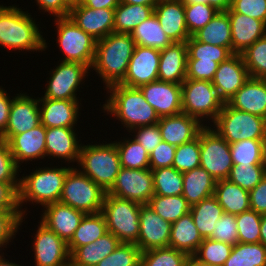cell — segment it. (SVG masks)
I'll return each mask as SVG.
<instances>
[{
  "instance_id": "6da1fadb",
  "label": "cell",
  "mask_w": 266,
  "mask_h": 266,
  "mask_svg": "<svg viewBox=\"0 0 266 266\" xmlns=\"http://www.w3.org/2000/svg\"><path fill=\"white\" fill-rule=\"evenodd\" d=\"M135 47L131 34L126 33L113 32L97 40L91 68L99 74L106 89L124 80Z\"/></svg>"
},
{
  "instance_id": "7a4b0ae2",
  "label": "cell",
  "mask_w": 266,
  "mask_h": 266,
  "mask_svg": "<svg viewBox=\"0 0 266 266\" xmlns=\"http://www.w3.org/2000/svg\"><path fill=\"white\" fill-rule=\"evenodd\" d=\"M111 93L103 110L120 120L128 132L142 126L157 124L160 117L146 101L139 88L114 84L107 89Z\"/></svg>"
},
{
  "instance_id": "3957f363",
  "label": "cell",
  "mask_w": 266,
  "mask_h": 266,
  "mask_svg": "<svg viewBox=\"0 0 266 266\" xmlns=\"http://www.w3.org/2000/svg\"><path fill=\"white\" fill-rule=\"evenodd\" d=\"M31 15L17 6L0 5V46L16 50L39 51L47 48Z\"/></svg>"
},
{
  "instance_id": "277c9868",
  "label": "cell",
  "mask_w": 266,
  "mask_h": 266,
  "mask_svg": "<svg viewBox=\"0 0 266 266\" xmlns=\"http://www.w3.org/2000/svg\"><path fill=\"white\" fill-rule=\"evenodd\" d=\"M113 142L100 145H81L77 163L83 169L80 171L105 192L111 189L122 168L115 141Z\"/></svg>"
},
{
  "instance_id": "5b68a950",
  "label": "cell",
  "mask_w": 266,
  "mask_h": 266,
  "mask_svg": "<svg viewBox=\"0 0 266 266\" xmlns=\"http://www.w3.org/2000/svg\"><path fill=\"white\" fill-rule=\"evenodd\" d=\"M72 167L49 168L43 167L22 176L19 186V207L24 202L40 203L42 207L59 202L64 180Z\"/></svg>"
},
{
  "instance_id": "8992f818",
  "label": "cell",
  "mask_w": 266,
  "mask_h": 266,
  "mask_svg": "<svg viewBox=\"0 0 266 266\" xmlns=\"http://www.w3.org/2000/svg\"><path fill=\"white\" fill-rule=\"evenodd\" d=\"M214 130L229 144L245 139H266V119L237 110L227 102L214 120Z\"/></svg>"
},
{
  "instance_id": "52a82bcc",
  "label": "cell",
  "mask_w": 266,
  "mask_h": 266,
  "mask_svg": "<svg viewBox=\"0 0 266 266\" xmlns=\"http://www.w3.org/2000/svg\"><path fill=\"white\" fill-rule=\"evenodd\" d=\"M141 206L137 202L106 193L101 213L105 217L108 232L122 243H136L140 232Z\"/></svg>"
},
{
  "instance_id": "ba28073f",
  "label": "cell",
  "mask_w": 266,
  "mask_h": 266,
  "mask_svg": "<svg viewBox=\"0 0 266 266\" xmlns=\"http://www.w3.org/2000/svg\"><path fill=\"white\" fill-rule=\"evenodd\" d=\"M107 192L80 168H71L65 177L59 202L71 206L85 214H96L102 211V205Z\"/></svg>"
},
{
  "instance_id": "9c48e42d",
  "label": "cell",
  "mask_w": 266,
  "mask_h": 266,
  "mask_svg": "<svg viewBox=\"0 0 266 266\" xmlns=\"http://www.w3.org/2000/svg\"><path fill=\"white\" fill-rule=\"evenodd\" d=\"M181 88L182 112L196 118L200 123L204 117H210L211 122H214L222 110L224 101L218 96L212 81L186 78Z\"/></svg>"
},
{
  "instance_id": "30bf717a",
  "label": "cell",
  "mask_w": 266,
  "mask_h": 266,
  "mask_svg": "<svg viewBox=\"0 0 266 266\" xmlns=\"http://www.w3.org/2000/svg\"><path fill=\"white\" fill-rule=\"evenodd\" d=\"M57 25V42L65 57L64 62H77L91 68L96 42L91 35L87 34L70 17L55 18Z\"/></svg>"
},
{
  "instance_id": "8fae6325",
  "label": "cell",
  "mask_w": 266,
  "mask_h": 266,
  "mask_svg": "<svg viewBox=\"0 0 266 266\" xmlns=\"http://www.w3.org/2000/svg\"><path fill=\"white\" fill-rule=\"evenodd\" d=\"M199 139L200 166L216 181L227 179L233 167L230 144L210 126L200 130Z\"/></svg>"
},
{
  "instance_id": "7c38bea8",
  "label": "cell",
  "mask_w": 266,
  "mask_h": 266,
  "mask_svg": "<svg viewBox=\"0 0 266 266\" xmlns=\"http://www.w3.org/2000/svg\"><path fill=\"white\" fill-rule=\"evenodd\" d=\"M107 194L146 205L154 195L152 169L121 168Z\"/></svg>"
},
{
  "instance_id": "4fadbf2b",
  "label": "cell",
  "mask_w": 266,
  "mask_h": 266,
  "mask_svg": "<svg viewBox=\"0 0 266 266\" xmlns=\"http://www.w3.org/2000/svg\"><path fill=\"white\" fill-rule=\"evenodd\" d=\"M90 69L81 63L64 62L51 71L43 98L78 100L77 90ZM87 73V74H86Z\"/></svg>"
},
{
  "instance_id": "5bb4252c",
  "label": "cell",
  "mask_w": 266,
  "mask_h": 266,
  "mask_svg": "<svg viewBox=\"0 0 266 266\" xmlns=\"http://www.w3.org/2000/svg\"><path fill=\"white\" fill-rule=\"evenodd\" d=\"M33 243L35 266H70L67 243L40 222Z\"/></svg>"
},
{
  "instance_id": "9a60e30c",
  "label": "cell",
  "mask_w": 266,
  "mask_h": 266,
  "mask_svg": "<svg viewBox=\"0 0 266 266\" xmlns=\"http://www.w3.org/2000/svg\"><path fill=\"white\" fill-rule=\"evenodd\" d=\"M159 61L160 50L136 45L125 78L120 84L139 88L144 84L158 80Z\"/></svg>"
},
{
  "instance_id": "2e32d148",
  "label": "cell",
  "mask_w": 266,
  "mask_h": 266,
  "mask_svg": "<svg viewBox=\"0 0 266 266\" xmlns=\"http://www.w3.org/2000/svg\"><path fill=\"white\" fill-rule=\"evenodd\" d=\"M139 222L140 232L135 244L142 252L169 247L172 223L164 220L147 204L140 208Z\"/></svg>"
},
{
  "instance_id": "e0dca14e",
  "label": "cell",
  "mask_w": 266,
  "mask_h": 266,
  "mask_svg": "<svg viewBox=\"0 0 266 266\" xmlns=\"http://www.w3.org/2000/svg\"><path fill=\"white\" fill-rule=\"evenodd\" d=\"M114 14L115 8L93 9L78 1L71 5L69 17L87 34L100 40L114 32Z\"/></svg>"
},
{
  "instance_id": "ac0fdd59",
  "label": "cell",
  "mask_w": 266,
  "mask_h": 266,
  "mask_svg": "<svg viewBox=\"0 0 266 266\" xmlns=\"http://www.w3.org/2000/svg\"><path fill=\"white\" fill-rule=\"evenodd\" d=\"M139 89L159 117L176 115L182 112L181 84L155 80L140 86Z\"/></svg>"
},
{
  "instance_id": "d6986e66",
  "label": "cell",
  "mask_w": 266,
  "mask_h": 266,
  "mask_svg": "<svg viewBox=\"0 0 266 266\" xmlns=\"http://www.w3.org/2000/svg\"><path fill=\"white\" fill-rule=\"evenodd\" d=\"M45 136L46 127L40 124L15 136H0V138L7 142L13 158L20 168L21 165L19 164L24 161H32L38 158L44 159L46 157Z\"/></svg>"
},
{
  "instance_id": "ffe728a7",
  "label": "cell",
  "mask_w": 266,
  "mask_h": 266,
  "mask_svg": "<svg viewBox=\"0 0 266 266\" xmlns=\"http://www.w3.org/2000/svg\"><path fill=\"white\" fill-rule=\"evenodd\" d=\"M249 79L241 54H233L219 64L212 80L218 96L227 102Z\"/></svg>"
},
{
  "instance_id": "44dd1931",
  "label": "cell",
  "mask_w": 266,
  "mask_h": 266,
  "mask_svg": "<svg viewBox=\"0 0 266 266\" xmlns=\"http://www.w3.org/2000/svg\"><path fill=\"white\" fill-rule=\"evenodd\" d=\"M12 98L7 128L1 136H15L41 124L39 99L21 93Z\"/></svg>"
},
{
  "instance_id": "7402d4cb",
  "label": "cell",
  "mask_w": 266,
  "mask_h": 266,
  "mask_svg": "<svg viewBox=\"0 0 266 266\" xmlns=\"http://www.w3.org/2000/svg\"><path fill=\"white\" fill-rule=\"evenodd\" d=\"M44 208L40 222L54 231L66 243L71 240L75 230L86 215L61 202L51 203L44 206Z\"/></svg>"
},
{
  "instance_id": "603a6c76",
  "label": "cell",
  "mask_w": 266,
  "mask_h": 266,
  "mask_svg": "<svg viewBox=\"0 0 266 266\" xmlns=\"http://www.w3.org/2000/svg\"><path fill=\"white\" fill-rule=\"evenodd\" d=\"M158 126L162 141L174 146L192 141L204 127L203 123L183 112L160 117Z\"/></svg>"
},
{
  "instance_id": "cb8c5ba5",
  "label": "cell",
  "mask_w": 266,
  "mask_h": 266,
  "mask_svg": "<svg viewBox=\"0 0 266 266\" xmlns=\"http://www.w3.org/2000/svg\"><path fill=\"white\" fill-rule=\"evenodd\" d=\"M231 24L232 52L241 54L246 48L266 34V24L244 14L227 11Z\"/></svg>"
},
{
  "instance_id": "d4e9b609",
  "label": "cell",
  "mask_w": 266,
  "mask_h": 266,
  "mask_svg": "<svg viewBox=\"0 0 266 266\" xmlns=\"http://www.w3.org/2000/svg\"><path fill=\"white\" fill-rule=\"evenodd\" d=\"M39 103L41 124L46 128H74L75 124H77L79 100L48 99L42 97L39 98Z\"/></svg>"
},
{
  "instance_id": "484cf974",
  "label": "cell",
  "mask_w": 266,
  "mask_h": 266,
  "mask_svg": "<svg viewBox=\"0 0 266 266\" xmlns=\"http://www.w3.org/2000/svg\"><path fill=\"white\" fill-rule=\"evenodd\" d=\"M154 14L173 43L186 42L190 38L182 1H158L154 7Z\"/></svg>"
},
{
  "instance_id": "4316f807",
  "label": "cell",
  "mask_w": 266,
  "mask_h": 266,
  "mask_svg": "<svg viewBox=\"0 0 266 266\" xmlns=\"http://www.w3.org/2000/svg\"><path fill=\"white\" fill-rule=\"evenodd\" d=\"M227 103L237 110L266 119V79L249 77Z\"/></svg>"
},
{
  "instance_id": "83f0119b",
  "label": "cell",
  "mask_w": 266,
  "mask_h": 266,
  "mask_svg": "<svg viewBox=\"0 0 266 266\" xmlns=\"http://www.w3.org/2000/svg\"><path fill=\"white\" fill-rule=\"evenodd\" d=\"M187 74V44L173 43L160 50L158 80L182 84Z\"/></svg>"
},
{
  "instance_id": "f1b7e54d",
  "label": "cell",
  "mask_w": 266,
  "mask_h": 266,
  "mask_svg": "<svg viewBox=\"0 0 266 266\" xmlns=\"http://www.w3.org/2000/svg\"><path fill=\"white\" fill-rule=\"evenodd\" d=\"M74 128H46V156L65 159V162L78 163L81 144H79Z\"/></svg>"
},
{
  "instance_id": "f546056e",
  "label": "cell",
  "mask_w": 266,
  "mask_h": 266,
  "mask_svg": "<svg viewBox=\"0 0 266 266\" xmlns=\"http://www.w3.org/2000/svg\"><path fill=\"white\" fill-rule=\"evenodd\" d=\"M121 243L111 232H107L95 242L76 248L70 254V266H96Z\"/></svg>"
},
{
  "instance_id": "4dcf8cb0",
  "label": "cell",
  "mask_w": 266,
  "mask_h": 266,
  "mask_svg": "<svg viewBox=\"0 0 266 266\" xmlns=\"http://www.w3.org/2000/svg\"><path fill=\"white\" fill-rule=\"evenodd\" d=\"M216 180L201 166L183 172L182 196L190 205L213 196Z\"/></svg>"
},
{
  "instance_id": "1f68e13d",
  "label": "cell",
  "mask_w": 266,
  "mask_h": 266,
  "mask_svg": "<svg viewBox=\"0 0 266 266\" xmlns=\"http://www.w3.org/2000/svg\"><path fill=\"white\" fill-rule=\"evenodd\" d=\"M203 240L190 212L172 223L169 247L192 256Z\"/></svg>"
},
{
  "instance_id": "d6a6232c",
  "label": "cell",
  "mask_w": 266,
  "mask_h": 266,
  "mask_svg": "<svg viewBox=\"0 0 266 266\" xmlns=\"http://www.w3.org/2000/svg\"><path fill=\"white\" fill-rule=\"evenodd\" d=\"M213 196L222 206L224 213L237 215L251 209L249 191L228 179L216 181Z\"/></svg>"
},
{
  "instance_id": "836d02e7",
  "label": "cell",
  "mask_w": 266,
  "mask_h": 266,
  "mask_svg": "<svg viewBox=\"0 0 266 266\" xmlns=\"http://www.w3.org/2000/svg\"><path fill=\"white\" fill-rule=\"evenodd\" d=\"M192 37L202 43L228 47L232 50L231 24L228 13L219 11L203 28Z\"/></svg>"
},
{
  "instance_id": "e575fe53",
  "label": "cell",
  "mask_w": 266,
  "mask_h": 266,
  "mask_svg": "<svg viewBox=\"0 0 266 266\" xmlns=\"http://www.w3.org/2000/svg\"><path fill=\"white\" fill-rule=\"evenodd\" d=\"M191 216L203 239H208L215 230V223L224 214L222 206L214 196L191 205Z\"/></svg>"
},
{
  "instance_id": "d590c367",
  "label": "cell",
  "mask_w": 266,
  "mask_h": 266,
  "mask_svg": "<svg viewBox=\"0 0 266 266\" xmlns=\"http://www.w3.org/2000/svg\"><path fill=\"white\" fill-rule=\"evenodd\" d=\"M108 232L104 215L100 213L86 214L67 243L69 254L76 248L95 242Z\"/></svg>"
},
{
  "instance_id": "8d00e7d4",
  "label": "cell",
  "mask_w": 266,
  "mask_h": 266,
  "mask_svg": "<svg viewBox=\"0 0 266 266\" xmlns=\"http://www.w3.org/2000/svg\"><path fill=\"white\" fill-rule=\"evenodd\" d=\"M131 36L137 46H145L163 50L173 44L161 28L160 22L153 13L141 22L132 32Z\"/></svg>"
},
{
  "instance_id": "74e56055",
  "label": "cell",
  "mask_w": 266,
  "mask_h": 266,
  "mask_svg": "<svg viewBox=\"0 0 266 266\" xmlns=\"http://www.w3.org/2000/svg\"><path fill=\"white\" fill-rule=\"evenodd\" d=\"M154 13V8L147 5L126 4L120 2L115 8L114 14V32H131L143 21Z\"/></svg>"
},
{
  "instance_id": "f35d334b",
  "label": "cell",
  "mask_w": 266,
  "mask_h": 266,
  "mask_svg": "<svg viewBox=\"0 0 266 266\" xmlns=\"http://www.w3.org/2000/svg\"><path fill=\"white\" fill-rule=\"evenodd\" d=\"M147 205L164 220L174 223L190 212L191 205L182 195H153Z\"/></svg>"
},
{
  "instance_id": "ab89813d",
  "label": "cell",
  "mask_w": 266,
  "mask_h": 266,
  "mask_svg": "<svg viewBox=\"0 0 266 266\" xmlns=\"http://www.w3.org/2000/svg\"><path fill=\"white\" fill-rule=\"evenodd\" d=\"M223 266H266V247L262 243L238 242Z\"/></svg>"
},
{
  "instance_id": "60d3db41",
  "label": "cell",
  "mask_w": 266,
  "mask_h": 266,
  "mask_svg": "<svg viewBox=\"0 0 266 266\" xmlns=\"http://www.w3.org/2000/svg\"><path fill=\"white\" fill-rule=\"evenodd\" d=\"M154 195L174 196L182 195L183 173L173 166L152 169Z\"/></svg>"
},
{
  "instance_id": "b9f144b4",
  "label": "cell",
  "mask_w": 266,
  "mask_h": 266,
  "mask_svg": "<svg viewBox=\"0 0 266 266\" xmlns=\"http://www.w3.org/2000/svg\"><path fill=\"white\" fill-rule=\"evenodd\" d=\"M232 247L230 244L208 238L202 241L192 257L208 266H223Z\"/></svg>"
},
{
  "instance_id": "7bdbcfd3",
  "label": "cell",
  "mask_w": 266,
  "mask_h": 266,
  "mask_svg": "<svg viewBox=\"0 0 266 266\" xmlns=\"http://www.w3.org/2000/svg\"><path fill=\"white\" fill-rule=\"evenodd\" d=\"M122 168H150L149 154L142 145L134 139L115 142Z\"/></svg>"
},
{
  "instance_id": "ee69618b",
  "label": "cell",
  "mask_w": 266,
  "mask_h": 266,
  "mask_svg": "<svg viewBox=\"0 0 266 266\" xmlns=\"http://www.w3.org/2000/svg\"><path fill=\"white\" fill-rule=\"evenodd\" d=\"M189 257L172 247L156 248L141 253L140 266H185Z\"/></svg>"
},
{
  "instance_id": "f6af8a7d",
  "label": "cell",
  "mask_w": 266,
  "mask_h": 266,
  "mask_svg": "<svg viewBox=\"0 0 266 266\" xmlns=\"http://www.w3.org/2000/svg\"><path fill=\"white\" fill-rule=\"evenodd\" d=\"M241 56L249 77L266 79V34L246 48Z\"/></svg>"
},
{
  "instance_id": "bcb514c9",
  "label": "cell",
  "mask_w": 266,
  "mask_h": 266,
  "mask_svg": "<svg viewBox=\"0 0 266 266\" xmlns=\"http://www.w3.org/2000/svg\"><path fill=\"white\" fill-rule=\"evenodd\" d=\"M186 44L187 59L212 60L220 64L234 54L228 47L202 43L195 40L192 36L186 41Z\"/></svg>"
},
{
  "instance_id": "7dc6e473",
  "label": "cell",
  "mask_w": 266,
  "mask_h": 266,
  "mask_svg": "<svg viewBox=\"0 0 266 266\" xmlns=\"http://www.w3.org/2000/svg\"><path fill=\"white\" fill-rule=\"evenodd\" d=\"M265 139H245L230 144L233 164H261Z\"/></svg>"
},
{
  "instance_id": "c3c4849f",
  "label": "cell",
  "mask_w": 266,
  "mask_h": 266,
  "mask_svg": "<svg viewBox=\"0 0 266 266\" xmlns=\"http://www.w3.org/2000/svg\"><path fill=\"white\" fill-rule=\"evenodd\" d=\"M265 172L261 164H233L229 177L230 182L251 191L263 178Z\"/></svg>"
},
{
  "instance_id": "681fc988",
  "label": "cell",
  "mask_w": 266,
  "mask_h": 266,
  "mask_svg": "<svg viewBox=\"0 0 266 266\" xmlns=\"http://www.w3.org/2000/svg\"><path fill=\"white\" fill-rule=\"evenodd\" d=\"M235 216L238 225V242L253 244L260 243L262 215L249 209Z\"/></svg>"
},
{
  "instance_id": "f907efd6",
  "label": "cell",
  "mask_w": 266,
  "mask_h": 266,
  "mask_svg": "<svg viewBox=\"0 0 266 266\" xmlns=\"http://www.w3.org/2000/svg\"><path fill=\"white\" fill-rule=\"evenodd\" d=\"M200 166V139L198 136L190 142L176 146L173 167L186 172Z\"/></svg>"
},
{
  "instance_id": "816d5d0a",
  "label": "cell",
  "mask_w": 266,
  "mask_h": 266,
  "mask_svg": "<svg viewBox=\"0 0 266 266\" xmlns=\"http://www.w3.org/2000/svg\"><path fill=\"white\" fill-rule=\"evenodd\" d=\"M184 11L190 36L203 28L219 12L215 7L205 3L184 4Z\"/></svg>"
},
{
  "instance_id": "f5cc1de1",
  "label": "cell",
  "mask_w": 266,
  "mask_h": 266,
  "mask_svg": "<svg viewBox=\"0 0 266 266\" xmlns=\"http://www.w3.org/2000/svg\"><path fill=\"white\" fill-rule=\"evenodd\" d=\"M141 253L135 243H121L96 266H140Z\"/></svg>"
},
{
  "instance_id": "db71d44e",
  "label": "cell",
  "mask_w": 266,
  "mask_h": 266,
  "mask_svg": "<svg viewBox=\"0 0 266 266\" xmlns=\"http://www.w3.org/2000/svg\"><path fill=\"white\" fill-rule=\"evenodd\" d=\"M237 226L236 216L224 213L215 223V230L209 238L234 246L238 243Z\"/></svg>"
},
{
  "instance_id": "11a10c76",
  "label": "cell",
  "mask_w": 266,
  "mask_h": 266,
  "mask_svg": "<svg viewBox=\"0 0 266 266\" xmlns=\"http://www.w3.org/2000/svg\"><path fill=\"white\" fill-rule=\"evenodd\" d=\"M21 211H3L0 214V248L11 242L24 221Z\"/></svg>"
},
{
  "instance_id": "9f6ffc18",
  "label": "cell",
  "mask_w": 266,
  "mask_h": 266,
  "mask_svg": "<svg viewBox=\"0 0 266 266\" xmlns=\"http://www.w3.org/2000/svg\"><path fill=\"white\" fill-rule=\"evenodd\" d=\"M18 170L7 142L0 138V182H20Z\"/></svg>"
},
{
  "instance_id": "6f0895ef",
  "label": "cell",
  "mask_w": 266,
  "mask_h": 266,
  "mask_svg": "<svg viewBox=\"0 0 266 266\" xmlns=\"http://www.w3.org/2000/svg\"><path fill=\"white\" fill-rule=\"evenodd\" d=\"M219 63L201 59H187V79L212 81Z\"/></svg>"
},
{
  "instance_id": "680465c9",
  "label": "cell",
  "mask_w": 266,
  "mask_h": 266,
  "mask_svg": "<svg viewBox=\"0 0 266 266\" xmlns=\"http://www.w3.org/2000/svg\"><path fill=\"white\" fill-rule=\"evenodd\" d=\"M235 13L244 14L266 24V0H231Z\"/></svg>"
},
{
  "instance_id": "91938a15",
  "label": "cell",
  "mask_w": 266,
  "mask_h": 266,
  "mask_svg": "<svg viewBox=\"0 0 266 266\" xmlns=\"http://www.w3.org/2000/svg\"><path fill=\"white\" fill-rule=\"evenodd\" d=\"M19 186L20 182H0V208L3 211H21L25 215V210L19 207Z\"/></svg>"
},
{
  "instance_id": "94428289",
  "label": "cell",
  "mask_w": 266,
  "mask_h": 266,
  "mask_svg": "<svg viewBox=\"0 0 266 266\" xmlns=\"http://www.w3.org/2000/svg\"><path fill=\"white\" fill-rule=\"evenodd\" d=\"M176 146L161 141L149 154L150 169L173 166Z\"/></svg>"
},
{
  "instance_id": "6125c7cd",
  "label": "cell",
  "mask_w": 266,
  "mask_h": 266,
  "mask_svg": "<svg viewBox=\"0 0 266 266\" xmlns=\"http://www.w3.org/2000/svg\"><path fill=\"white\" fill-rule=\"evenodd\" d=\"M130 131L136 132V135H134L133 139L139 142L148 154H150L151 151H153L154 148L162 141L158 123L154 125L138 127L131 129Z\"/></svg>"
},
{
  "instance_id": "be15d7a7",
  "label": "cell",
  "mask_w": 266,
  "mask_h": 266,
  "mask_svg": "<svg viewBox=\"0 0 266 266\" xmlns=\"http://www.w3.org/2000/svg\"><path fill=\"white\" fill-rule=\"evenodd\" d=\"M250 208L261 215H266V175L249 191Z\"/></svg>"
},
{
  "instance_id": "e7e4bbea",
  "label": "cell",
  "mask_w": 266,
  "mask_h": 266,
  "mask_svg": "<svg viewBox=\"0 0 266 266\" xmlns=\"http://www.w3.org/2000/svg\"><path fill=\"white\" fill-rule=\"evenodd\" d=\"M39 9L49 14L54 15L56 18L69 17L71 6L65 0H36Z\"/></svg>"
},
{
  "instance_id": "03108f58",
  "label": "cell",
  "mask_w": 266,
  "mask_h": 266,
  "mask_svg": "<svg viewBox=\"0 0 266 266\" xmlns=\"http://www.w3.org/2000/svg\"><path fill=\"white\" fill-rule=\"evenodd\" d=\"M7 92L0 87V136L7 128L8 118L13 99L7 96Z\"/></svg>"
},
{
  "instance_id": "003e7915",
  "label": "cell",
  "mask_w": 266,
  "mask_h": 266,
  "mask_svg": "<svg viewBox=\"0 0 266 266\" xmlns=\"http://www.w3.org/2000/svg\"><path fill=\"white\" fill-rule=\"evenodd\" d=\"M79 2L89 8L100 9V8H116L120 0H79Z\"/></svg>"
},
{
  "instance_id": "a7ac6f4b",
  "label": "cell",
  "mask_w": 266,
  "mask_h": 266,
  "mask_svg": "<svg viewBox=\"0 0 266 266\" xmlns=\"http://www.w3.org/2000/svg\"><path fill=\"white\" fill-rule=\"evenodd\" d=\"M184 4L205 3L215 7L218 11H227L231 7V0H182Z\"/></svg>"
},
{
  "instance_id": "89a4df30",
  "label": "cell",
  "mask_w": 266,
  "mask_h": 266,
  "mask_svg": "<svg viewBox=\"0 0 266 266\" xmlns=\"http://www.w3.org/2000/svg\"><path fill=\"white\" fill-rule=\"evenodd\" d=\"M120 2L126 4L147 5V6H152L154 8L158 3V0H120Z\"/></svg>"
},
{
  "instance_id": "2644e50d",
  "label": "cell",
  "mask_w": 266,
  "mask_h": 266,
  "mask_svg": "<svg viewBox=\"0 0 266 266\" xmlns=\"http://www.w3.org/2000/svg\"><path fill=\"white\" fill-rule=\"evenodd\" d=\"M260 230V243L266 247V215H262Z\"/></svg>"
},
{
  "instance_id": "8c879c8a",
  "label": "cell",
  "mask_w": 266,
  "mask_h": 266,
  "mask_svg": "<svg viewBox=\"0 0 266 266\" xmlns=\"http://www.w3.org/2000/svg\"><path fill=\"white\" fill-rule=\"evenodd\" d=\"M261 165H262L264 172H265V175H266V139L264 140L263 149H262Z\"/></svg>"
},
{
  "instance_id": "753ad0ef",
  "label": "cell",
  "mask_w": 266,
  "mask_h": 266,
  "mask_svg": "<svg viewBox=\"0 0 266 266\" xmlns=\"http://www.w3.org/2000/svg\"><path fill=\"white\" fill-rule=\"evenodd\" d=\"M185 266H208V265L200 263L196 259H194L192 256H190L189 259L187 260Z\"/></svg>"
},
{
  "instance_id": "34e18365",
  "label": "cell",
  "mask_w": 266,
  "mask_h": 266,
  "mask_svg": "<svg viewBox=\"0 0 266 266\" xmlns=\"http://www.w3.org/2000/svg\"><path fill=\"white\" fill-rule=\"evenodd\" d=\"M4 256H2V254H0V266H22V265H18L16 263H12L9 262V260L2 258Z\"/></svg>"
},
{
  "instance_id": "11e5206c",
  "label": "cell",
  "mask_w": 266,
  "mask_h": 266,
  "mask_svg": "<svg viewBox=\"0 0 266 266\" xmlns=\"http://www.w3.org/2000/svg\"><path fill=\"white\" fill-rule=\"evenodd\" d=\"M70 6L76 4L79 0H65Z\"/></svg>"
},
{
  "instance_id": "2a66077c",
  "label": "cell",
  "mask_w": 266,
  "mask_h": 266,
  "mask_svg": "<svg viewBox=\"0 0 266 266\" xmlns=\"http://www.w3.org/2000/svg\"><path fill=\"white\" fill-rule=\"evenodd\" d=\"M159 2H162V1H182V0H158Z\"/></svg>"
}]
</instances>
